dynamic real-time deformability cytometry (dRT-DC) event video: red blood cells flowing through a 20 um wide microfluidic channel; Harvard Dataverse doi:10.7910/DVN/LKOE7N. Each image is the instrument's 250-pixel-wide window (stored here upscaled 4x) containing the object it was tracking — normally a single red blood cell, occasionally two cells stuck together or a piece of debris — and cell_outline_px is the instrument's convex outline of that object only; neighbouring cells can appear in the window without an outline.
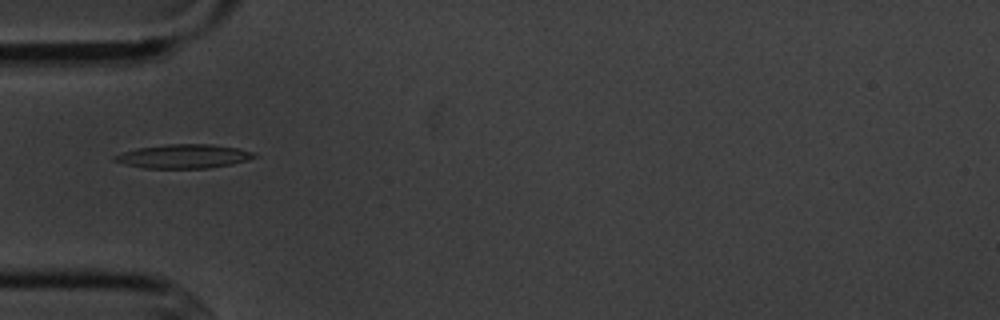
{"species": "common noctule bat (a hibernating species)", "species_latin": "Nyctalus noctula", "temperature_condition": "cold", "stored_images_in_passage": 3, "camera_frame_rate_fps": 3000, "um_per_image_px": 0.085, "animal": {"sex": "male", "body_mass_g": 20.1, "forearm_length_mm": 53.5}, "frame": {"image": 1, "passage_image": 1, "time_ms": 0.0, "image_size_px": [1000, 320], "cell_outline_px": [[260, 156], [248, 160], [232, 164], [208, 168], [144, 168], [124, 164], [112, 160], [112, 156], [136, 148], [168, 144], [212, 144], [236, 148], [252, 152]], "centroid_in_image_um": [15.6, 13.29], "position_along_channel_um": 69.4, "area_um2": 19.48}}
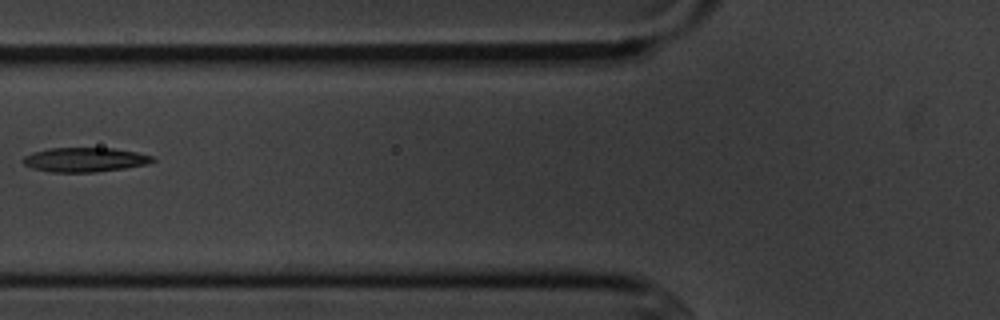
{"frame": {"image": 2, "passage_image": 2, "time_ms": 1.333, "image_size_px": [1000, 320], "cell_outline_px": [[156, 160], [148, 164], [124, 168], [96, 172], [52, 172], [32, 168], [24, 164], [20, 160], [24, 156], [32, 152], [48, 148], [112, 148], [136, 152], [152, 156]], "centroid_in_image_um": [7.18, 13.57], "position_along_channel_um": 118.6, "area_um2": 18.44}}
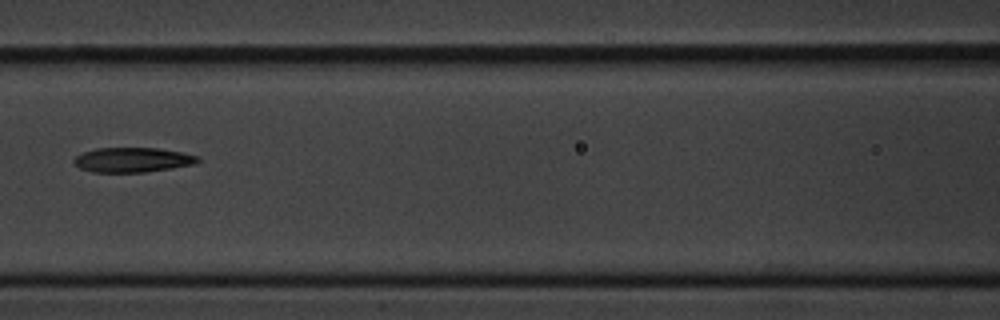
{"frame": {"image": 3, "passage_image": 3, "time_ms": 2.333, "image_size_px": [1000, 320], "cell_outline_px": [[200, 160], [192, 164], [172, 168], [144, 172], [92, 172], [80, 168], [72, 160], [76, 156], [84, 152], [96, 148], [160, 148], [180, 152], [196, 156]], "centroid_in_image_um": [11.23, 13.58], "position_along_channel_um": 155.4, "area_um2": 17.63}}